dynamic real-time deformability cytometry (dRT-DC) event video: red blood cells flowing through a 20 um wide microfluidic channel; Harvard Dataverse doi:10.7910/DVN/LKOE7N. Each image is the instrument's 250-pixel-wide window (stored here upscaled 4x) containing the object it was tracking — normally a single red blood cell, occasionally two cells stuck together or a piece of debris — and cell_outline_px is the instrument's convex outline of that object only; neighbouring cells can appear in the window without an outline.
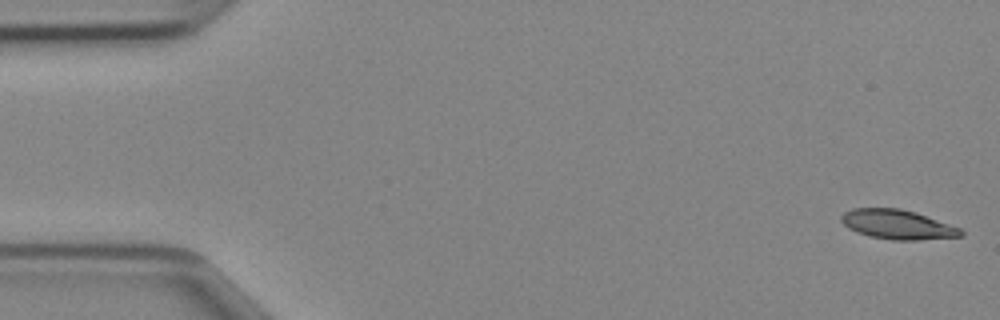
{"species": "Egyptian fruit bat (a non-hibernating species)", "species_latin": "Rousettus aegyptiacus", "temperature_condition": "cold", "stored_images_in_passage": 37, "camera_frame_rate_fps": 3000, "um_per_image_px": 0.085, "animal": {"sex": "female"}, "frame": {"image": 1, "passage_image": 1, "time_ms": 0.0, "image_size_px": [1000, 320], "cell_outline_px": [[964, 236], [916, 240], [892, 240], [868, 236], [856, 232], [848, 228], [840, 220], [840, 216], [844, 212], [852, 208], [900, 208], [916, 212], [960, 228], [964, 232]], "centroid_in_image_um": [76.27, 19.08], "position_along_channel_um": 8.7, "area_um2": 20.63}}
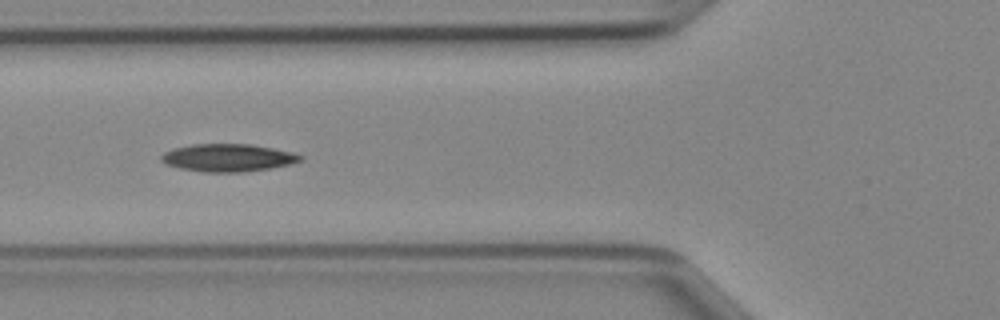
{"frame": {"image": 2, "passage_image": 17, "time_ms": 5.333, "image_size_px": [1000, 320], "cell_outline_px": [[304, 160], [292, 164], [244, 172], [204, 172], [180, 168], [164, 164], [160, 160], [160, 156], [164, 152], [172, 148], [192, 144], [252, 144], [292, 152], [304, 156]], "centroid_in_image_um": [19.37, 13.4], "position_along_channel_um": 106.4, "area_um2": 22.6}}
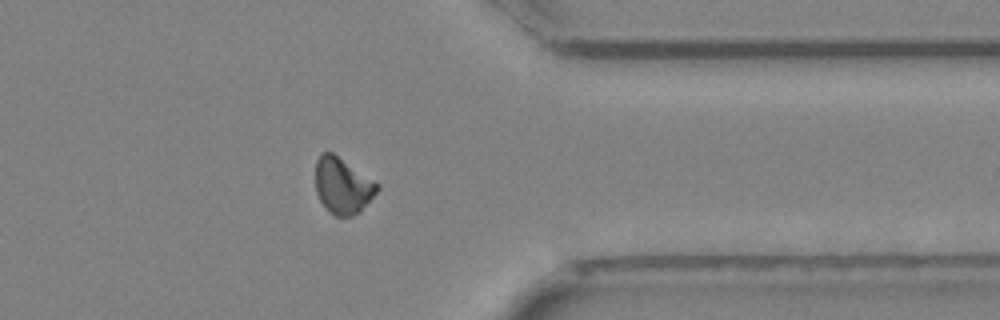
{"frame": {"image": 3, "passage_image": 37, "time_ms": 12.0, "image_size_px": [1000, 320], "cell_outline_px": [[380, 188], [360, 212], [352, 216], [336, 216], [320, 200], [316, 192], [316, 160], [320, 152], [332, 152], [380, 184]], "centroid_in_image_um": [29.14, 15.76], "position_along_channel_um": 382.3, "area_um2": 20.0}}